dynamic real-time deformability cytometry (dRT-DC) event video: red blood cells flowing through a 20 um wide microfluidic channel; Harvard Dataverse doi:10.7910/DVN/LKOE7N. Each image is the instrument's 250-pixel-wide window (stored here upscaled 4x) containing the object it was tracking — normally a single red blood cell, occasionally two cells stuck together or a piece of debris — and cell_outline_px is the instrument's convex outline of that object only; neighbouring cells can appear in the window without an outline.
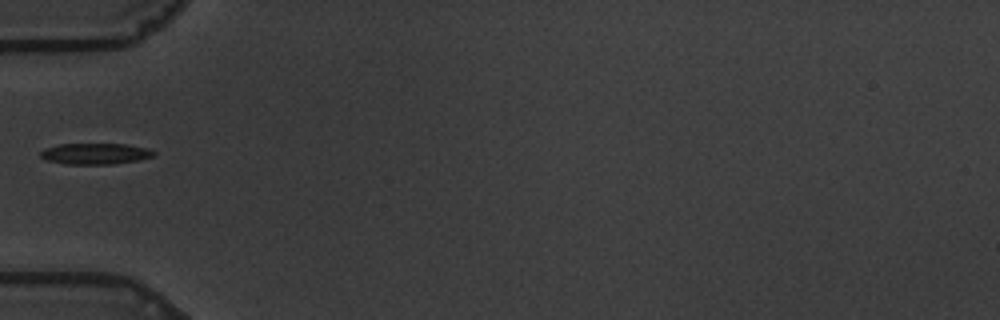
{"species": "common noctule bat (a hibernating species)", "species_latin": "Nyctalus noctula", "temperature_condition": "warm", "stored_images_in_passage": 30, "camera_frame_rate_fps": 3000, "um_per_image_px": 0.085, "animal": {"sex": "male", "body_mass_g": 19.5, "forearm_length_mm": 54.6}, "frame": {"image": 1, "passage_image": 1, "time_ms": 0.0, "image_size_px": [1000, 320], "cell_outline_px": [[156, 156], [136, 160], [112, 164], [64, 164], [48, 160], [40, 156], [40, 152], [44, 148], [60, 144], [128, 144], [148, 148], [156, 152]], "centroid_in_image_um": [8.12, 13.06], "position_along_channel_um": 76.9, "area_um2": 13.93}}